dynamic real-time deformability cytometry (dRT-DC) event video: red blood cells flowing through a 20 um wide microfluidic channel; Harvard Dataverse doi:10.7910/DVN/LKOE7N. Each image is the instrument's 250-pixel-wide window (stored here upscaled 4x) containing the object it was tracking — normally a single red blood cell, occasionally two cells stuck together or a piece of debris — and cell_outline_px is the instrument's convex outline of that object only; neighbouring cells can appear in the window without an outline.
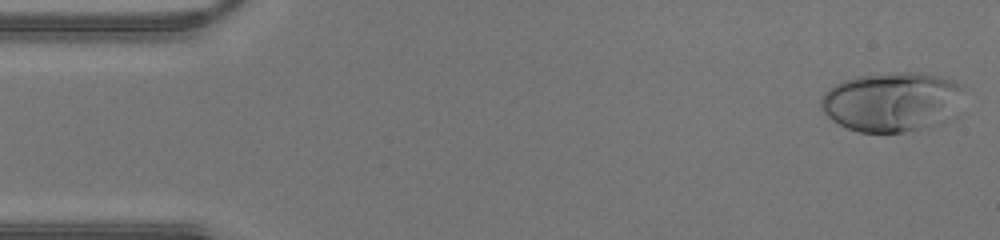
{"species": "human", "species_latin": "Homo sapiens", "temperature_condition": "warm", "stored_images_in_passage": 42, "camera_frame_rate_fps": 3000, "um_per_image_px": 0.085, "donor": {"sex": "male"}, "frame": {"image": 1, "passage_image": 1, "time_ms": 0.0, "image_size_px": [1000, 240], "cell_outline_px": [[964, 84], [956, 120], [932, 128], [900, 132], [860, 132], [848, 128], [832, 120], [824, 112], [820, 104], [820, 96], [828, 88], [844, 80], [856, 76], [900, 72], [912, 72], [940, 76], [956, 80]], "centroid_in_image_um": [75.91, 8.67], "position_along_channel_um": 9.1, "area_um2": 50.75}}
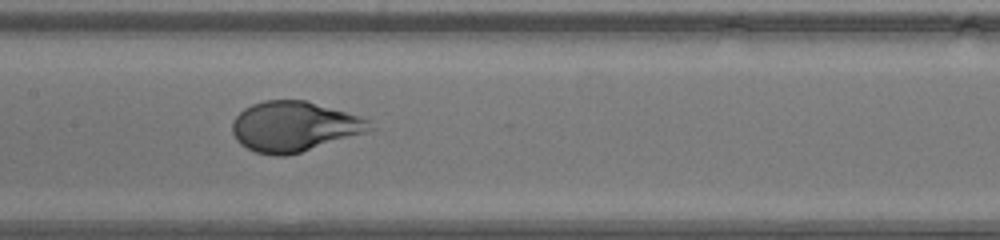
{"frame": {"image": 2, "passage_image": 20, "time_ms": 6.333, "image_size_px": [1000, 240], "cell_outline_px": [[376, 128], [364, 132], [300, 152], [284, 156], [272, 156], [256, 152], [240, 144], [236, 140], [232, 132], [232, 120], [244, 108], [252, 104], [264, 100], [304, 100], [360, 116], [372, 120]], "centroid_in_image_um": [24.98, 10.75], "position_along_channel_um": 182.4, "area_um2": 39.94}}
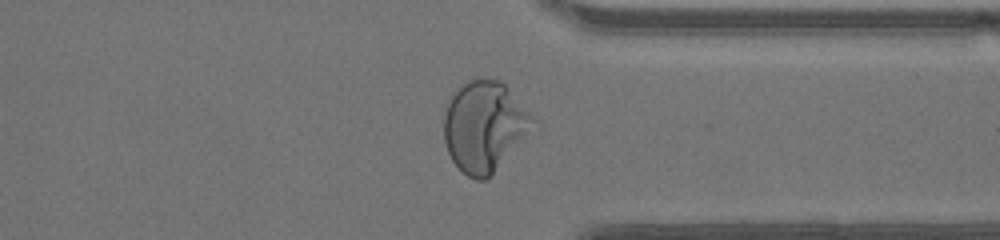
{"frame": {"image": 3, "passage_image": 32, "time_ms": 10.333, "image_size_px": [1000, 240], "cell_outline_px": [[536, 120], [492, 176], [484, 180], [476, 180], [468, 176], [452, 160], [448, 152], [444, 140], [444, 112], [456, 88], [464, 80], [472, 76], [480, 76], [500, 80], [508, 88]], "centroid_in_image_um": [41.11, 10.68], "position_along_channel_um": 370.3, "area_um2": 46.59}}